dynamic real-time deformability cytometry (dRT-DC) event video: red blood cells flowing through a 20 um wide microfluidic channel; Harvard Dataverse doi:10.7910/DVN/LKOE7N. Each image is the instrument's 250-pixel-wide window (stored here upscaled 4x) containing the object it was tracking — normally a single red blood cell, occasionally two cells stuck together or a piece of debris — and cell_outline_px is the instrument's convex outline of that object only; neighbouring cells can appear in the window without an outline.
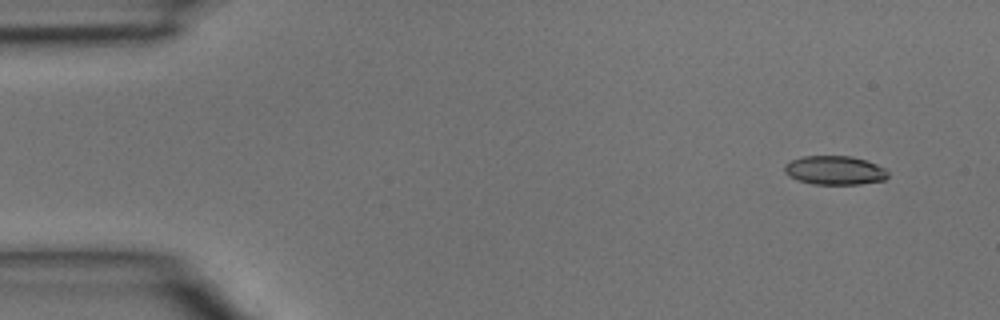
{"species": "common noctule bat (a hibernating species)", "species_latin": "Nyctalus noctula", "temperature_condition": "room temperature", "stored_images_in_passage": 3, "camera_frame_rate_fps": 3000, "um_per_image_px": 0.085, "animal": {"sex": "male", "body_mass_g": 15.6}, "frame": {"image": 1, "passage_image": 1, "time_ms": 0.0, "image_size_px": [1000, 320], "cell_outline_px": [[888, 176], [884, 180], [860, 184], [812, 184], [788, 176], [784, 172], [784, 164], [792, 160], [804, 156], [852, 156], [876, 164], [884, 168], [888, 172]], "centroid_in_image_um": [70.94, 14.47], "position_along_channel_um": 14.1, "area_um2": 17.34}}